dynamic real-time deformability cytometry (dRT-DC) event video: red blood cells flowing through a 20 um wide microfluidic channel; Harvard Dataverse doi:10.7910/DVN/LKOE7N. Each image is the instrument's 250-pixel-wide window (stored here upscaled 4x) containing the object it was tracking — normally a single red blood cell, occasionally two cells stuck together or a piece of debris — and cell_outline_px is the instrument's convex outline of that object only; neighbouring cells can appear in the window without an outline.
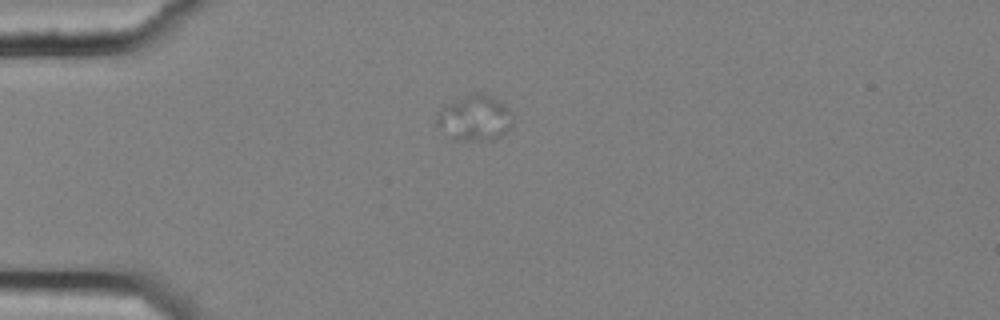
{"species": "common noctule bat (a hibernating species)", "species_latin": "Nyctalus noctula", "temperature_condition": "cold", "stored_images_in_passage": 3, "camera_frame_rate_fps": 3000, "um_per_image_px": 0.085, "animal": {"sex": "female", "body_mass_g": 25.1}, "frame": {"image": 1, "passage_image": 1, "time_ms": 0.0, "image_size_px": [1000, 320], "cell_outline_px": [[512, 124], [508, 132], [492, 140], [452, 140], [436, 124], [436, 116], [444, 104], [476, 92], [480, 92], [492, 96], [504, 104], [512, 112]], "centroid_in_image_um": [40.35, 10.03], "position_along_channel_um": 44.6, "area_um2": 20.4}}